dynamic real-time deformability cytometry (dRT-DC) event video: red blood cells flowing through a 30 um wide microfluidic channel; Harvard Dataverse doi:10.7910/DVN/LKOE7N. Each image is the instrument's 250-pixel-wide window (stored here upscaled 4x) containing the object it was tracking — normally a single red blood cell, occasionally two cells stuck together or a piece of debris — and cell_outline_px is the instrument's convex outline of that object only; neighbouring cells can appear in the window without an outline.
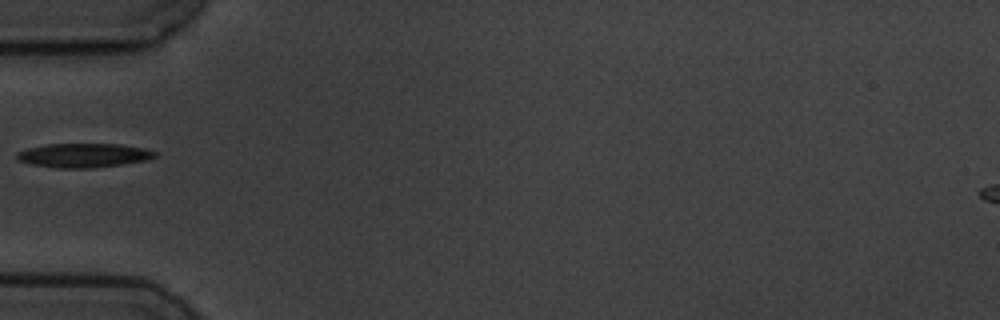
{"species": "common noctule bat (a hibernating species)", "species_latin": "Nyctalus noctula", "temperature_condition": "cold", "stored_images_in_passage": 1, "camera_frame_rate_fps": 3000, "um_per_image_px": 0.085, "animal": {"sex": "male", "body_mass_g": 19.5, "forearm_length_mm": 54.6}, "frame": {"image": 1, "passage_image": 1, "time_ms": 0.0, "image_size_px": [1000, 320], "cell_outline_px": [[156, 156], [148, 160], [92, 168], [56, 168], [32, 164], [16, 160], [16, 152], [28, 148], [48, 144], [120, 144], [144, 148], [156, 152]], "centroid_in_image_um": [7.08, 13.2], "position_along_channel_um": 77.9, "area_um2": 19.36}}